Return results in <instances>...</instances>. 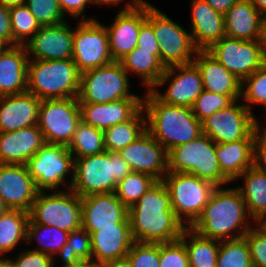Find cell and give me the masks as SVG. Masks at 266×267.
<instances>
[{
	"label": "cell",
	"mask_w": 266,
	"mask_h": 267,
	"mask_svg": "<svg viewBox=\"0 0 266 267\" xmlns=\"http://www.w3.org/2000/svg\"><path fill=\"white\" fill-rule=\"evenodd\" d=\"M241 87V98L243 97L246 101L244 105L250 112L254 104L266 106V62L252 75L245 78Z\"/></svg>",
	"instance_id": "cell-42"
},
{
	"label": "cell",
	"mask_w": 266,
	"mask_h": 267,
	"mask_svg": "<svg viewBox=\"0 0 266 267\" xmlns=\"http://www.w3.org/2000/svg\"><path fill=\"white\" fill-rule=\"evenodd\" d=\"M9 11L13 40L17 45H25L42 26L25 4L10 7Z\"/></svg>",
	"instance_id": "cell-41"
},
{
	"label": "cell",
	"mask_w": 266,
	"mask_h": 267,
	"mask_svg": "<svg viewBox=\"0 0 266 267\" xmlns=\"http://www.w3.org/2000/svg\"><path fill=\"white\" fill-rule=\"evenodd\" d=\"M72 59L80 72L114 62L105 25L96 19L80 21L73 29Z\"/></svg>",
	"instance_id": "cell-14"
},
{
	"label": "cell",
	"mask_w": 266,
	"mask_h": 267,
	"mask_svg": "<svg viewBox=\"0 0 266 267\" xmlns=\"http://www.w3.org/2000/svg\"><path fill=\"white\" fill-rule=\"evenodd\" d=\"M206 1L215 11L225 14L232 5L238 0H204Z\"/></svg>",
	"instance_id": "cell-53"
},
{
	"label": "cell",
	"mask_w": 266,
	"mask_h": 267,
	"mask_svg": "<svg viewBox=\"0 0 266 267\" xmlns=\"http://www.w3.org/2000/svg\"><path fill=\"white\" fill-rule=\"evenodd\" d=\"M170 79L165 94L160 93L156 88L165 85ZM150 91L164 103L192 108L203 91L201 73L194 63L167 67Z\"/></svg>",
	"instance_id": "cell-15"
},
{
	"label": "cell",
	"mask_w": 266,
	"mask_h": 267,
	"mask_svg": "<svg viewBox=\"0 0 266 267\" xmlns=\"http://www.w3.org/2000/svg\"><path fill=\"white\" fill-rule=\"evenodd\" d=\"M6 47V45L0 40V52Z\"/></svg>",
	"instance_id": "cell-63"
},
{
	"label": "cell",
	"mask_w": 266,
	"mask_h": 267,
	"mask_svg": "<svg viewBox=\"0 0 266 267\" xmlns=\"http://www.w3.org/2000/svg\"><path fill=\"white\" fill-rule=\"evenodd\" d=\"M54 259L56 257L31 249L20 252L15 261L7 258L12 267H52Z\"/></svg>",
	"instance_id": "cell-48"
},
{
	"label": "cell",
	"mask_w": 266,
	"mask_h": 267,
	"mask_svg": "<svg viewBox=\"0 0 266 267\" xmlns=\"http://www.w3.org/2000/svg\"><path fill=\"white\" fill-rule=\"evenodd\" d=\"M251 4L264 16H266V0H249Z\"/></svg>",
	"instance_id": "cell-55"
},
{
	"label": "cell",
	"mask_w": 266,
	"mask_h": 267,
	"mask_svg": "<svg viewBox=\"0 0 266 267\" xmlns=\"http://www.w3.org/2000/svg\"><path fill=\"white\" fill-rule=\"evenodd\" d=\"M81 121L105 130L131 120L142 108L143 99H121L108 103H79Z\"/></svg>",
	"instance_id": "cell-23"
},
{
	"label": "cell",
	"mask_w": 266,
	"mask_h": 267,
	"mask_svg": "<svg viewBox=\"0 0 266 267\" xmlns=\"http://www.w3.org/2000/svg\"><path fill=\"white\" fill-rule=\"evenodd\" d=\"M121 65L129 75H139L148 90H151L165 72V66L153 55V51L141 50L135 47L120 61Z\"/></svg>",
	"instance_id": "cell-32"
},
{
	"label": "cell",
	"mask_w": 266,
	"mask_h": 267,
	"mask_svg": "<svg viewBox=\"0 0 266 267\" xmlns=\"http://www.w3.org/2000/svg\"><path fill=\"white\" fill-rule=\"evenodd\" d=\"M160 267H189L185 244L179 239L168 243H159Z\"/></svg>",
	"instance_id": "cell-45"
},
{
	"label": "cell",
	"mask_w": 266,
	"mask_h": 267,
	"mask_svg": "<svg viewBox=\"0 0 266 267\" xmlns=\"http://www.w3.org/2000/svg\"><path fill=\"white\" fill-rule=\"evenodd\" d=\"M244 235L250 247L253 267H266V235L257 227Z\"/></svg>",
	"instance_id": "cell-47"
},
{
	"label": "cell",
	"mask_w": 266,
	"mask_h": 267,
	"mask_svg": "<svg viewBox=\"0 0 266 267\" xmlns=\"http://www.w3.org/2000/svg\"><path fill=\"white\" fill-rule=\"evenodd\" d=\"M263 51L266 58V16L264 17L263 33H262Z\"/></svg>",
	"instance_id": "cell-60"
},
{
	"label": "cell",
	"mask_w": 266,
	"mask_h": 267,
	"mask_svg": "<svg viewBox=\"0 0 266 267\" xmlns=\"http://www.w3.org/2000/svg\"><path fill=\"white\" fill-rule=\"evenodd\" d=\"M206 51L241 82L266 62L262 40L224 36Z\"/></svg>",
	"instance_id": "cell-13"
},
{
	"label": "cell",
	"mask_w": 266,
	"mask_h": 267,
	"mask_svg": "<svg viewBox=\"0 0 266 267\" xmlns=\"http://www.w3.org/2000/svg\"><path fill=\"white\" fill-rule=\"evenodd\" d=\"M191 3L192 40L199 51H206L226 36L224 15L204 0H192Z\"/></svg>",
	"instance_id": "cell-26"
},
{
	"label": "cell",
	"mask_w": 266,
	"mask_h": 267,
	"mask_svg": "<svg viewBox=\"0 0 266 267\" xmlns=\"http://www.w3.org/2000/svg\"><path fill=\"white\" fill-rule=\"evenodd\" d=\"M256 118V127L254 129V149L253 166L266 171V128L262 129ZM263 132V133H261Z\"/></svg>",
	"instance_id": "cell-49"
},
{
	"label": "cell",
	"mask_w": 266,
	"mask_h": 267,
	"mask_svg": "<svg viewBox=\"0 0 266 267\" xmlns=\"http://www.w3.org/2000/svg\"><path fill=\"white\" fill-rule=\"evenodd\" d=\"M180 240L185 244L189 267H216L219 240L202 237L190 227L183 230Z\"/></svg>",
	"instance_id": "cell-33"
},
{
	"label": "cell",
	"mask_w": 266,
	"mask_h": 267,
	"mask_svg": "<svg viewBox=\"0 0 266 267\" xmlns=\"http://www.w3.org/2000/svg\"><path fill=\"white\" fill-rule=\"evenodd\" d=\"M254 131L245 139L216 144V156L222 174L234 182L253 166Z\"/></svg>",
	"instance_id": "cell-30"
},
{
	"label": "cell",
	"mask_w": 266,
	"mask_h": 267,
	"mask_svg": "<svg viewBox=\"0 0 266 267\" xmlns=\"http://www.w3.org/2000/svg\"><path fill=\"white\" fill-rule=\"evenodd\" d=\"M45 193L38 192L29 211L33 223L54 226L68 233L82 227L81 197L77 193L71 189Z\"/></svg>",
	"instance_id": "cell-10"
},
{
	"label": "cell",
	"mask_w": 266,
	"mask_h": 267,
	"mask_svg": "<svg viewBox=\"0 0 266 267\" xmlns=\"http://www.w3.org/2000/svg\"><path fill=\"white\" fill-rule=\"evenodd\" d=\"M80 123L77 98L41 101L37 125L46 143L68 146Z\"/></svg>",
	"instance_id": "cell-12"
},
{
	"label": "cell",
	"mask_w": 266,
	"mask_h": 267,
	"mask_svg": "<svg viewBox=\"0 0 266 267\" xmlns=\"http://www.w3.org/2000/svg\"><path fill=\"white\" fill-rule=\"evenodd\" d=\"M1 267H12V265L6 258L1 257Z\"/></svg>",
	"instance_id": "cell-62"
},
{
	"label": "cell",
	"mask_w": 266,
	"mask_h": 267,
	"mask_svg": "<svg viewBox=\"0 0 266 267\" xmlns=\"http://www.w3.org/2000/svg\"><path fill=\"white\" fill-rule=\"evenodd\" d=\"M67 21L42 26L24 45L29 60L72 59L73 29Z\"/></svg>",
	"instance_id": "cell-19"
},
{
	"label": "cell",
	"mask_w": 266,
	"mask_h": 267,
	"mask_svg": "<svg viewBox=\"0 0 266 267\" xmlns=\"http://www.w3.org/2000/svg\"><path fill=\"white\" fill-rule=\"evenodd\" d=\"M137 47L141 48V50L153 51V55L160 60L159 43L156 40L153 26L147 19L141 24Z\"/></svg>",
	"instance_id": "cell-50"
},
{
	"label": "cell",
	"mask_w": 266,
	"mask_h": 267,
	"mask_svg": "<svg viewBox=\"0 0 266 267\" xmlns=\"http://www.w3.org/2000/svg\"><path fill=\"white\" fill-rule=\"evenodd\" d=\"M91 236V263L94 267L126 257L135 242L130 223H116L114 226L101 227Z\"/></svg>",
	"instance_id": "cell-22"
},
{
	"label": "cell",
	"mask_w": 266,
	"mask_h": 267,
	"mask_svg": "<svg viewBox=\"0 0 266 267\" xmlns=\"http://www.w3.org/2000/svg\"><path fill=\"white\" fill-rule=\"evenodd\" d=\"M81 220L82 228L90 234L101 227L130 223L128 208L117 198L115 192L81 197Z\"/></svg>",
	"instance_id": "cell-20"
},
{
	"label": "cell",
	"mask_w": 266,
	"mask_h": 267,
	"mask_svg": "<svg viewBox=\"0 0 266 267\" xmlns=\"http://www.w3.org/2000/svg\"><path fill=\"white\" fill-rule=\"evenodd\" d=\"M264 17L249 0H238L224 14L225 34L244 41L262 40Z\"/></svg>",
	"instance_id": "cell-28"
},
{
	"label": "cell",
	"mask_w": 266,
	"mask_h": 267,
	"mask_svg": "<svg viewBox=\"0 0 266 267\" xmlns=\"http://www.w3.org/2000/svg\"><path fill=\"white\" fill-rule=\"evenodd\" d=\"M146 19L153 26L159 43L160 61L165 68L193 63V55L199 50L195 47L190 32L148 2Z\"/></svg>",
	"instance_id": "cell-9"
},
{
	"label": "cell",
	"mask_w": 266,
	"mask_h": 267,
	"mask_svg": "<svg viewBox=\"0 0 266 267\" xmlns=\"http://www.w3.org/2000/svg\"><path fill=\"white\" fill-rule=\"evenodd\" d=\"M255 226L258 225L257 228L262 231L266 235V214L261 216L258 220L254 222Z\"/></svg>",
	"instance_id": "cell-57"
},
{
	"label": "cell",
	"mask_w": 266,
	"mask_h": 267,
	"mask_svg": "<svg viewBox=\"0 0 266 267\" xmlns=\"http://www.w3.org/2000/svg\"><path fill=\"white\" fill-rule=\"evenodd\" d=\"M146 131V116L143 108L129 121L105 129L104 145L106 151L119 152L134 142Z\"/></svg>",
	"instance_id": "cell-34"
},
{
	"label": "cell",
	"mask_w": 266,
	"mask_h": 267,
	"mask_svg": "<svg viewBox=\"0 0 266 267\" xmlns=\"http://www.w3.org/2000/svg\"><path fill=\"white\" fill-rule=\"evenodd\" d=\"M238 178H244V186L236 188L240 191L254 223L266 214V171L252 166Z\"/></svg>",
	"instance_id": "cell-31"
},
{
	"label": "cell",
	"mask_w": 266,
	"mask_h": 267,
	"mask_svg": "<svg viewBox=\"0 0 266 267\" xmlns=\"http://www.w3.org/2000/svg\"><path fill=\"white\" fill-rule=\"evenodd\" d=\"M156 181L155 178L148 174L131 172L117 184L115 193L117 198L129 208L134 205Z\"/></svg>",
	"instance_id": "cell-40"
},
{
	"label": "cell",
	"mask_w": 266,
	"mask_h": 267,
	"mask_svg": "<svg viewBox=\"0 0 266 267\" xmlns=\"http://www.w3.org/2000/svg\"><path fill=\"white\" fill-rule=\"evenodd\" d=\"M80 79L73 59L28 61L27 91L41 101L77 98Z\"/></svg>",
	"instance_id": "cell-5"
},
{
	"label": "cell",
	"mask_w": 266,
	"mask_h": 267,
	"mask_svg": "<svg viewBox=\"0 0 266 267\" xmlns=\"http://www.w3.org/2000/svg\"><path fill=\"white\" fill-rule=\"evenodd\" d=\"M45 144L38 125L0 133V164L26 165Z\"/></svg>",
	"instance_id": "cell-24"
},
{
	"label": "cell",
	"mask_w": 266,
	"mask_h": 267,
	"mask_svg": "<svg viewBox=\"0 0 266 267\" xmlns=\"http://www.w3.org/2000/svg\"><path fill=\"white\" fill-rule=\"evenodd\" d=\"M163 181L170 193L172 210L184 225L186 223V227H190L201 215L217 188L213 183L189 173L168 172Z\"/></svg>",
	"instance_id": "cell-8"
},
{
	"label": "cell",
	"mask_w": 266,
	"mask_h": 267,
	"mask_svg": "<svg viewBox=\"0 0 266 267\" xmlns=\"http://www.w3.org/2000/svg\"><path fill=\"white\" fill-rule=\"evenodd\" d=\"M74 159V178L70 189L80 197L113 193L117 184L132 172L118 152L105 151Z\"/></svg>",
	"instance_id": "cell-4"
},
{
	"label": "cell",
	"mask_w": 266,
	"mask_h": 267,
	"mask_svg": "<svg viewBox=\"0 0 266 267\" xmlns=\"http://www.w3.org/2000/svg\"><path fill=\"white\" fill-rule=\"evenodd\" d=\"M52 267H56L55 266V260H54V264H53ZM61 267H94V266H93L92 263L81 261V262H79L77 264H73V265H62Z\"/></svg>",
	"instance_id": "cell-59"
},
{
	"label": "cell",
	"mask_w": 266,
	"mask_h": 267,
	"mask_svg": "<svg viewBox=\"0 0 266 267\" xmlns=\"http://www.w3.org/2000/svg\"><path fill=\"white\" fill-rule=\"evenodd\" d=\"M127 256L132 267H160L159 243L134 242Z\"/></svg>",
	"instance_id": "cell-46"
},
{
	"label": "cell",
	"mask_w": 266,
	"mask_h": 267,
	"mask_svg": "<svg viewBox=\"0 0 266 267\" xmlns=\"http://www.w3.org/2000/svg\"><path fill=\"white\" fill-rule=\"evenodd\" d=\"M28 61L24 45L6 46L0 52V97L27 91Z\"/></svg>",
	"instance_id": "cell-27"
},
{
	"label": "cell",
	"mask_w": 266,
	"mask_h": 267,
	"mask_svg": "<svg viewBox=\"0 0 266 267\" xmlns=\"http://www.w3.org/2000/svg\"><path fill=\"white\" fill-rule=\"evenodd\" d=\"M128 73L120 62L81 72L78 103H108L121 99H143L131 93Z\"/></svg>",
	"instance_id": "cell-7"
},
{
	"label": "cell",
	"mask_w": 266,
	"mask_h": 267,
	"mask_svg": "<svg viewBox=\"0 0 266 267\" xmlns=\"http://www.w3.org/2000/svg\"><path fill=\"white\" fill-rule=\"evenodd\" d=\"M195 55L193 63L201 73L203 90L221 95H235L238 99L241 97L242 82L236 76L207 51H198Z\"/></svg>",
	"instance_id": "cell-29"
},
{
	"label": "cell",
	"mask_w": 266,
	"mask_h": 267,
	"mask_svg": "<svg viewBox=\"0 0 266 267\" xmlns=\"http://www.w3.org/2000/svg\"><path fill=\"white\" fill-rule=\"evenodd\" d=\"M99 267H132L128 256L101 264Z\"/></svg>",
	"instance_id": "cell-54"
},
{
	"label": "cell",
	"mask_w": 266,
	"mask_h": 267,
	"mask_svg": "<svg viewBox=\"0 0 266 267\" xmlns=\"http://www.w3.org/2000/svg\"><path fill=\"white\" fill-rule=\"evenodd\" d=\"M93 2H94V4L96 5H119L121 2H122V0H93Z\"/></svg>",
	"instance_id": "cell-58"
},
{
	"label": "cell",
	"mask_w": 266,
	"mask_h": 267,
	"mask_svg": "<svg viewBox=\"0 0 266 267\" xmlns=\"http://www.w3.org/2000/svg\"><path fill=\"white\" fill-rule=\"evenodd\" d=\"M116 14L108 33L109 49L113 61H120L137 47L141 24L146 20V1L130 0Z\"/></svg>",
	"instance_id": "cell-17"
},
{
	"label": "cell",
	"mask_w": 266,
	"mask_h": 267,
	"mask_svg": "<svg viewBox=\"0 0 266 267\" xmlns=\"http://www.w3.org/2000/svg\"><path fill=\"white\" fill-rule=\"evenodd\" d=\"M0 4L5 7H14L19 5H24L25 0H0Z\"/></svg>",
	"instance_id": "cell-56"
},
{
	"label": "cell",
	"mask_w": 266,
	"mask_h": 267,
	"mask_svg": "<svg viewBox=\"0 0 266 267\" xmlns=\"http://www.w3.org/2000/svg\"><path fill=\"white\" fill-rule=\"evenodd\" d=\"M168 172L189 173L217 187L230 183L220 170L216 143L204 133L168 152Z\"/></svg>",
	"instance_id": "cell-6"
},
{
	"label": "cell",
	"mask_w": 266,
	"mask_h": 267,
	"mask_svg": "<svg viewBox=\"0 0 266 267\" xmlns=\"http://www.w3.org/2000/svg\"><path fill=\"white\" fill-rule=\"evenodd\" d=\"M249 217L244 199L236 187H217L190 228L205 238L219 241L238 239L252 228V221H247Z\"/></svg>",
	"instance_id": "cell-2"
},
{
	"label": "cell",
	"mask_w": 266,
	"mask_h": 267,
	"mask_svg": "<svg viewBox=\"0 0 266 267\" xmlns=\"http://www.w3.org/2000/svg\"><path fill=\"white\" fill-rule=\"evenodd\" d=\"M74 160L68 146L46 143L26 166L39 191L57 190L56 187L66 184L65 178L72 172L71 181L65 187L69 190L74 178Z\"/></svg>",
	"instance_id": "cell-11"
},
{
	"label": "cell",
	"mask_w": 266,
	"mask_h": 267,
	"mask_svg": "<svg viewBox=\"0 0 266 267\" xmlns=\"http://www.w3.org/2000/svg\"><path fill=\"white\" fill-rule=\"evenodd\" d=\"M25 5L41 26L55 25L66 21L58 0H25Z\"/></svg>",
	"instance_id": "cell-44"
},
{
	"label": "cell",
	"mask_w": 266,
	"mask_h": 267,
	"mask_svg": "<svg viewBox=\"0 0 266 267\" xmlns=\"http://www.w3.org/2000/svg\"><path fill=\"white\" fill-rule=\"evenodd\" d=\"M29 213L22 210H9L0 216V257L26 242Z\"/></svg>",
	"instance_id": "cell-35"
},
{
	"label": "cell",
	"mask_w": 266,
	"mask_h": 267,
	"mask_svg": "<svg viewBox=\"0 0 266 267\" xmlns=\"http://www.w3.org/2000/svg\"><path fill=\"white\" fill-rule=\"evenodd\" d=\"M68 149L74 158H82L90 155H97L105 152L103 130L82 121L74 133Z\"/></svg>",
	"instance_id": "cell-37"
},
{
	"label": "cell",
	"mask_w": 266,
	"mask_h": 267,
	"mask_svg": "<svg viewBox=\"0 0 266 267\" xmlns=\"http://www.w3.org/2000/svg\"><path fill=\"white\" fill-rule=\"evenodd\" d=\"M239 100L202 122L203 133L216 144L245 139L254 131L256 117L244 104H239Z\"/></svg>",
	"instance_id": "cell-16"
},
{
	"label": "cell",
	"mask_w": 266,
	"mask_h": 267,
	"mask_svg": "<svg viewBox=\"0 0 266 267\" xmlns=\"http://www.w3.org/2000/svg\"><path fill=\"white\" fill-rule=\"evenodd\" d=\"M236 100L238 98L235 95H221L203 90L192 107L193 114L202 123L210 115L229 107Z\"/></svg>",
	"instance_id": "cell-43"
},
{
	"label": "cell",
	"mask_w": 266,
	"mask_h": 267,
	"mask_svg": "<svg viewBox=\"0 0 266 267\" xmlns=\"http://www.w3.org/2000/svg\"><path fill=\"white\" fill-rule=\"evenodd\" d=\"M60 9L64 16L65 14H69L73 16L74 18H81L82 21H91L95 20L94 18H85L84 11L87 7L88 3L91 4L93 0H58Z\"/></svg>",
	"instance_id": "cell-51"
},
{
	"label": "cell",
	"mask_w": 266,
	"mask_h": 267,
	"mask_svg": "<svg viewBox=\"0 0 266 267\" xmlns=\"http://www.w3.org/2000/svg\"><path fill=\"white\" fill-rule=\"evenodd\" d=\"M118 153L132 172L145 173L156 180H163L168 173V152L147 130Z\"/></svg>",
	"instance_id": "cell-18"
},
{
	"label": "cell",
	"mask_w": 266,
	"mask_h": 267,
	"mask_svg": "<svg viewBox=\"0 0 266 267\" xmlns=\"http://www.w3.org/2000/svg\"><path fill=\"white\" fill-rule=\"evenodd\" d=\"M216 267H253L246 238L220 241Z\"/></svg>",
	"instance_id": "cell-38"
},
{
	"label": "cell",
	"mask_w": 266,
	"mask_h": 267,
	"mask_svg": "<svg viewBox=\"0 0 266 267\" xmlns=\"http://www.w3.org/2000/svg\"><path fill=\"white\" fill-rule=\"evenodd\" d=\"M41 100L26 91L0 97V133L37 125Z\"/></svg>",
	"instance_id": "cell-25"
},
{
	"label": "cell",
	"mask_w": 266,
	"mask_h": 267,
	"mask_svg": "<svg viewBox=\"0 0 266 267\" xmlns=\"http://www.w3.org/2000/svg\"><path fill=\"white\" fill-rule=\"evenodd\" d=\"M0 40L6 46H16L17 44L13 40L11 16L8 7L0 4Z\"/></svg>",
	"instance_id": "cell-52"
},
{
	"label": "cell",
	"mask_w": 266,
	"mask_h": 267,
	"mask_svg": "<svg viewBox=\"0 0 266 267\" xmlns=\"http://www.w3.org/2000/svg\"><path fill=\"white\" fill-rule=\"evenodd\" d=\"M9 210L10 208L7 206V204L4 202V200L0 196V216L7 213Z\"/></svg>",
	"instance_id": "cell-61"
},
{
	"label": "cell",
	"mask_w": 266,
	"mask_h": 267,
	"mask_svg": "<svg viewBox=\"0 0 266 267\" xmlns=\"http://www.w3.org/2000/svg\"><path fill=\"white\" fill-rule=\"evenodd\" d=\"M63 265H73L81 261L91 263V236L84 228L71 231L67 243L57 253Z\"/></svg>",
	"instance_id": "cell-39"
},
{
	"label": "cell",
	"mask_w": 266,
	"mask_h": 267,
	"mask_svg": "<svg viewBox=\"0 0 266 267\" xmlns=\"http://www.w3.org/2000/svg\"><path fill=\"white\" fill-rule=\"evenodd\" d=\"M38 192L26 165L0 164V196L11 210L29 213Z\"/></svg>",
	"instance_id": "cell-21"
},
{
	"label": "cell",
	"mask_w": 266,
	"mask_h": 267,
	"mask_svg": "<svg viewBox=\"0 0 266 267\" xmlns=\"http://www.w3.org/2000/svg\"><path fill=\"white\" fill-rule=\"evenodd\" d=\"M145 94L146 130L167 152L203 134L202 123L192 108L164 103L150 90Z\"/></svg>",
	"instance_id": "cell-3"
},
{
	"label": "cell",
	"mask_w": 266,
	"mask_h": 267,
	"mask_svg": "<svg viewBox=\"0 0 266 267\" xmlns=\"http://www.w3.org/2000/svg\"><path fill=\"white\" fill-rule=\"evenodd\" d=\"M132 237L141 243H168L179 240L186 226L171 207L170 193L163 180H157L128 208Z\"/></svg>",
	"instance_id": "cell-1"
},
{
	"label": "cell",
	"mask_w": 266,
	"mask_h": 267,
	"mask_svg": "<svg viewBox=\"0 0 266 267\" xmlns=\"http://www.w3.org/2000/svg\"><path fill=\"white\" fill-rule=\"evenodd\" d=\"M69 233L54 226H44L33 223L30 219L27 225L26 243L32 244L37 239L40 247L32 249L52 257L67 243Z\"/></svg>",
	"instance_id": "cell-36"
}]
</instances>
